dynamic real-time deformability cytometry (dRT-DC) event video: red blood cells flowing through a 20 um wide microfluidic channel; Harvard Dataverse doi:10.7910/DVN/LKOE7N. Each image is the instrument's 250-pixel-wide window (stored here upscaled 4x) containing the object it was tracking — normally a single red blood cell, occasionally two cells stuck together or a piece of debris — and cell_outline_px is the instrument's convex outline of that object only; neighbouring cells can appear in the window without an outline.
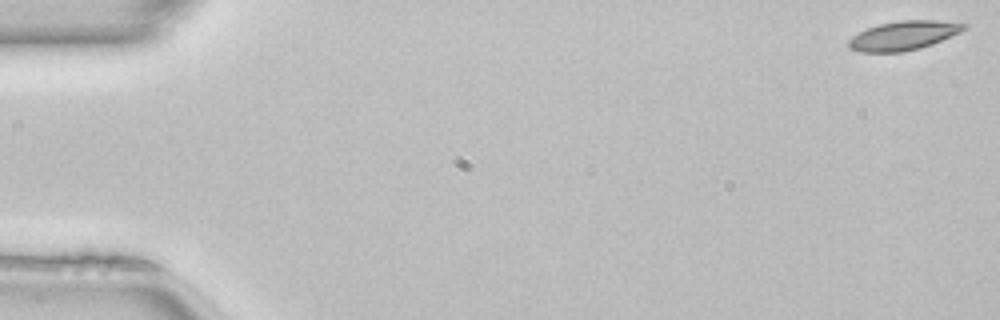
{"species": "common noctule bat (a hibernating species)", "species_latin": "Nyctalus noctula", "temperature_condition": "room temperature", "stored_images_in_passage": 51, "camera_frame_rate_fps": 3000, "um_per_image_px": 0.085, "animal": {"sex": "female", "body_mass_g": 22.7, "forearm_length_mm": 54.2}, "frame": {"image": 1, "passage_image": 1, "time_ms": 0.0, "image_size_px": [1000, 320], "cell_outline_px": [[968, 28], [960, 32], [932, 44], [920, 48], [900, 52], [860, 52], [848, 48], [848, 40], [852, 36], [868, 28], [880, 24], [900, 20], [936, 20], [968, 24]], "centroid_in_image_um": [76.8, 3.02], "position_along_channel_um": 8.2, "area_um2": 19.48}}
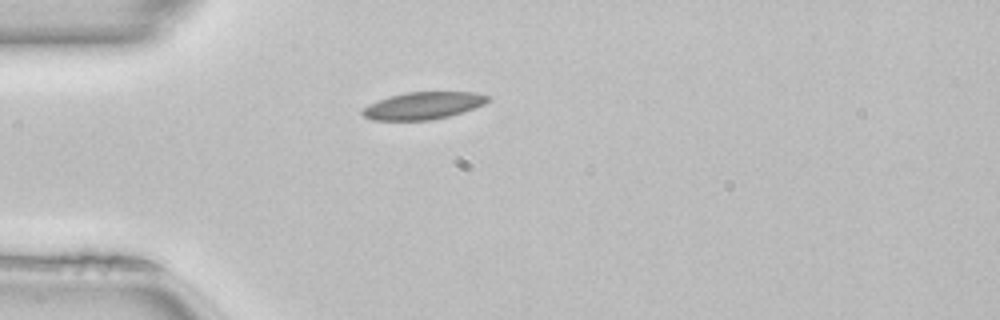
{"frame": {"image": 2, "passage_image": 14, "time_ms": 4.333, "image_size_px": [1000, 320], "cell_outline_px": [[488, 100], [484, 104], [448, 116], [432, 120], [372, 120], [364, 116], [360, 112], [360, 108], [368, 104], [388, 96], [404, 92], [476, 92], [488, 96]], "centroid_in_image_um": [35.88, 8.97], "position_along_channel_um": 49.1, "area_um2": 19.88}}
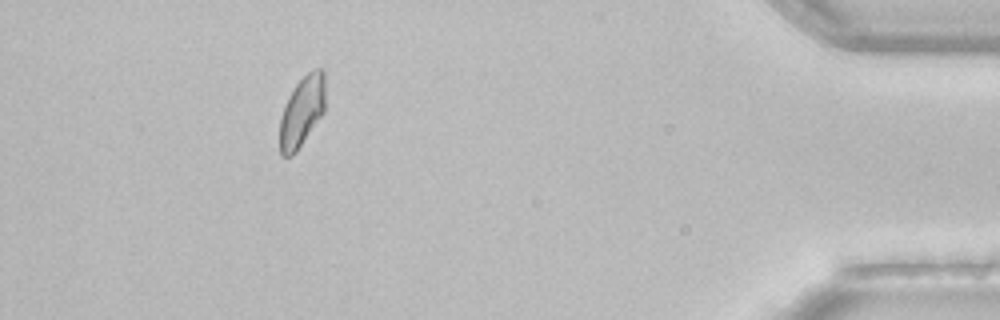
{"frame": {"image": 3, "passage_image": 46, "time_ms": 15.0, "image_size_px": [1000, 320], "cell_outline_px": [[324, 112], [296, 152], [292, 156], [280, 156], [280, 120], [288, 96], [296, 84], [308, 72], [316, 68], [324, 68]], "centroid_in_image_um": [25.66, 9.47], "position_along_channel_um": 409.5, "area_um2": 18.5}, "authors_computed_cell_mechanics": {"area_um2": 19.5364, "velocity_mm_per_s": 4.0618, "shape_relaxation_time_tau1_ms": null, "shape_relaxation_time_tau2_ms": 5.3744, "deformation_change_tau1": null, "deformation_change_tau2": 0.0831}}